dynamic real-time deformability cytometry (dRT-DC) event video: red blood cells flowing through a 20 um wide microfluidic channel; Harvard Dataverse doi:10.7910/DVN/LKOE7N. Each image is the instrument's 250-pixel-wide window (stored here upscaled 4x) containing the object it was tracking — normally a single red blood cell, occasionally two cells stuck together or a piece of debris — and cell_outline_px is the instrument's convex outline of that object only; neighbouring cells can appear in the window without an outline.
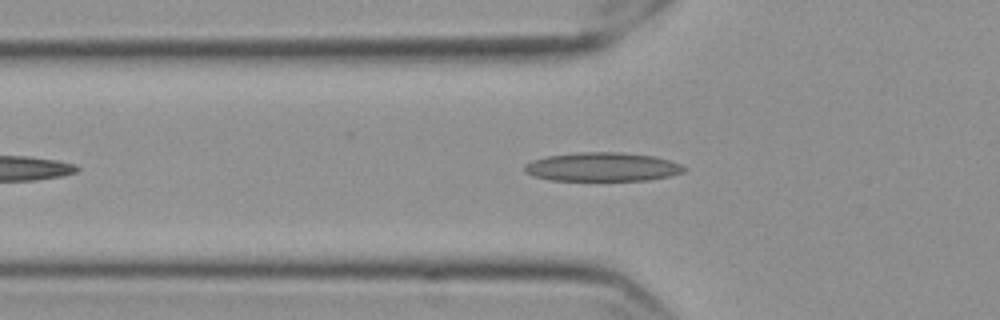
{"species": "Egyptian fruit bat (a non-hibernating species)", "species_latin": "Rousettus aegyptiacus", "temperature_condition": "cold", "stored_images_in_passage": 47, "camera_frame_rate_fps": 3000, "um_per_image_px": 0.085, "frame": {"image": 1, "passage_image": 9, "time_ms": 2.667, "image_size_px": [1000, 320], "cell_outline_px": [[688, 168], [684, 172], [668, 176], [648, 180], [548, 180], [532, 176], [524, 172], [524, 164], [532, 160], [548, 156], [576, 152], [620, 152], [656, 156], [680, 164]], "centroid_in_image_um": [51.18, 14.18], "position_along_channel_um": 74.6, "area_um2": 26.93}}
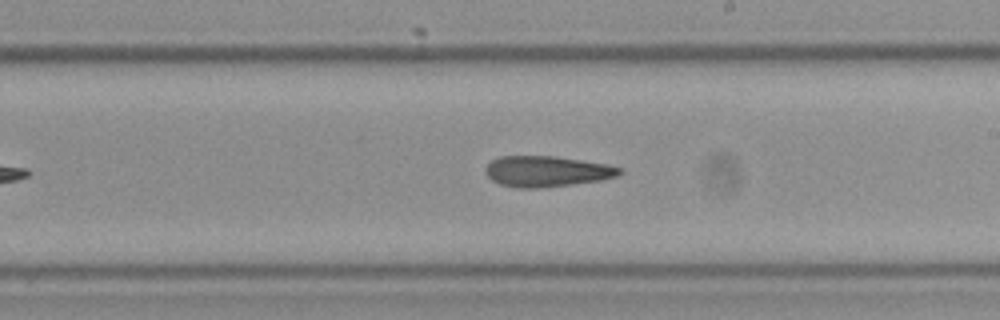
{"frame": {"image": 2, "passage_image": 23, "time_ms": 7.333, "image_size_px": [1000, 320], "cell_outline_px": [[624, 172], [616, 176], [600, 180], [572, 184], [540, 188], [516, 188], [500, 184], [492, 180], [484, 172], [484, 168], [492, 160], [500, 156], [556, 156], [608, 164], [624, 168]], "centroid_in_image_um": [46.48, 14.56], "position_along_channel_um": 242.5, "area_um2": 24.22}}
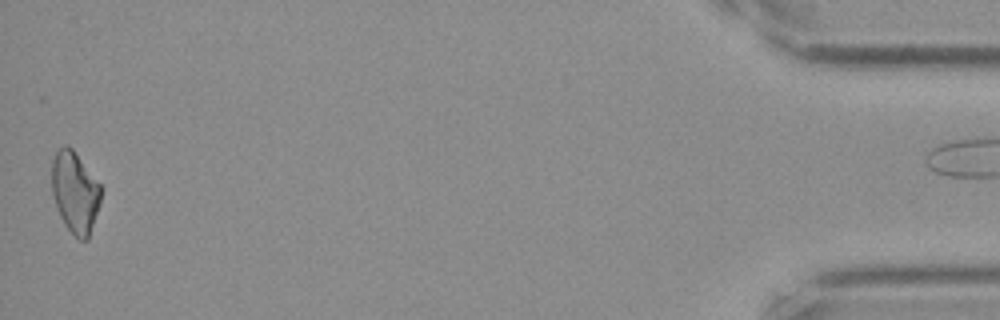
{"frame": {"image": 3, "passage_image": 46, "time_ms": 15.0, "image_size_px": [1000, 320], "cell_outline_px": [[104, 188], [100, 204], [88, 240], [80, 240], [64, 224], [60, 216], [52, 192], [52, 160], [56, 152], [64, 144], [72, 148]], "centroid_in_image_um": [6.41, 16.33], "position_along_channel_um": 428.8, "area_um2": 23.41}}